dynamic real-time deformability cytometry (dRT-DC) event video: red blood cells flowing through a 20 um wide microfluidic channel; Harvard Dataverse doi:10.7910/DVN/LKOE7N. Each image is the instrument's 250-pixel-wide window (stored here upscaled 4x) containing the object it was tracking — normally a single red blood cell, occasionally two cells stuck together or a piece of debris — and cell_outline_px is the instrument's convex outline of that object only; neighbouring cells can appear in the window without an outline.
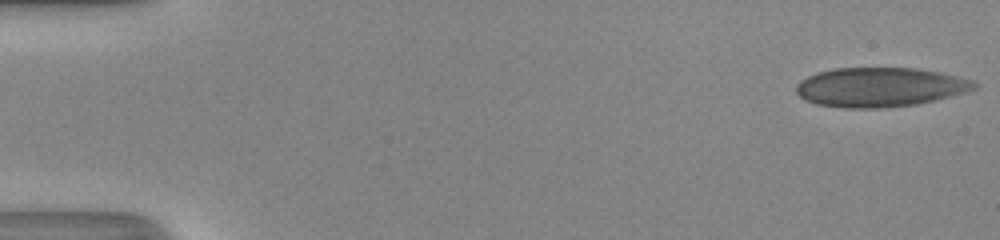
{"species": "human", "species_latin": "Homo sapiens", "temperature_condition": "room temperature", "stored_images_in_passage": 49, "camera_frame_rate_fps": 3000, "um_per_image_px": 0.085, "donor": {"sex": "male"}, "frame": {"image": 1, "passage_image": 1, "time_ms": 0.0, "image_size_px": [1000, 240], "cell_outline_px": [[980, 84], [976, 88], [952, 96], [936, 100], [916, 104], [880, 108], [844, 108], [816, 104], [804, 100], [796, 92], [796, 84], [800, 80], [816, 72], [832, 68], [916, 68], [976, 80]], "centroid_in_image_um": [74.78, 7.41], "position_along_channel_um": 10.2, "area_um2": 41.04}}
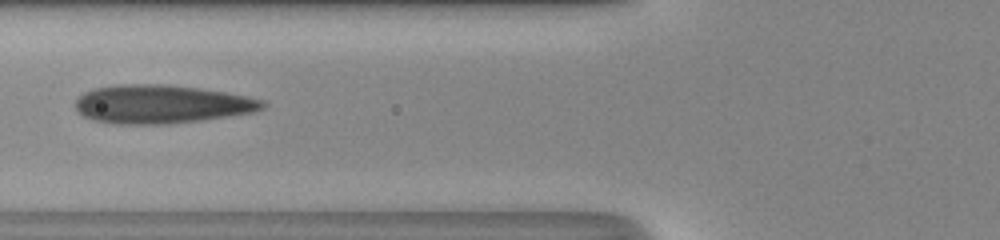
{"frame": {"image": 2, "passage_image": 20, "time_ms": 6.333, "image_size_px": [1000, 240], "cell_outline_px": [[268, 104], [264, 108], [252, 112], [228, 116], [200, 120], [168, 124], [116, 124], [92, 120], [84, 116], [76, 108], [76, 100], [84, 92], [96, 88], [116, 84], [168, 84], [224, 92], [248, 96], [264, 100]], "centroid_in_image_um": [13.73, 8.85], "position_along_channel_um": 112.1, "area_um2": 41.96}}
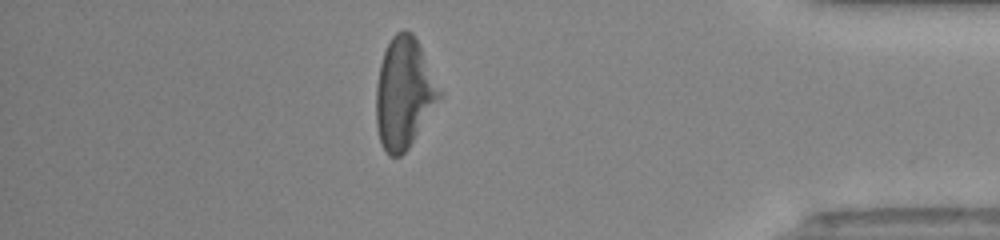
{"frame": {"image": 3, "passage_image": 43, "time_ms": 14.0, "image_size_px": [1000, 240], "cell_outline_px": [[444, 96], [408, 148], [400, 156], [388, 156], [380, 144], [376, 124], [376, 88], [380, 64], [384, 52], [392, 36], [396, 32], [404, 28], [412, 32], [444, 92]], "centroid_in_image_um": [34.37, 7.93], "position_along_channel_um": 400.8, "area_um2": 41.38}, "authors_computed_cell_mechanics": {"area_um2": 41.2692, "velocity_mm_per_s": 4.2293, "shape_relaxation_time_tau1_ms": null, "shape_relaxation_time_tau2_ms": 1.4049, "deformation_change_tau1": null, "deformation_change_tau2": 0.0852}}